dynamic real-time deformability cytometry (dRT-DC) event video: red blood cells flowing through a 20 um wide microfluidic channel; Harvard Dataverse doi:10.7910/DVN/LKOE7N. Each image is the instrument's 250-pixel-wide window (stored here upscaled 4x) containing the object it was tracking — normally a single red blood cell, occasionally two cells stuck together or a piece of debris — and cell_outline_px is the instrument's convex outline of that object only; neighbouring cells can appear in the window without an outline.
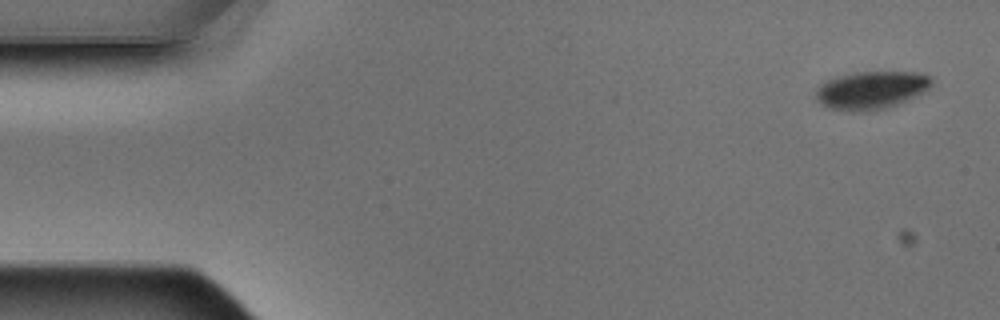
{"species": "Egyptian fruit bat (a non-hibernating species)", "species_latin": "Rousettus aegyptiacus", "temperature_condition": "warm", "stored_images_in_passage": 6, "segment_of_instrument_passage": [1, 2], "camera_frame_rate_fps": 3000, "um_per_image_px": 0.085, "animal": {"sex": "male"}, "frame": {"image": 1, "passage_image": 1, "time_ms": 0.0, "image_size_px": [1000, 320], "cell_outline_px": [[932, 84], [924, 92], [888, 108], [860, 112], [848, 112], [832, 108], [820, 104], [816, 100], [816, 88], [820, 84], [828, 80], [840, 76], [856, 72], [916, 72], [928, 76], [932, 80]], "centroid_in_image_um": [74.03, 7.67], "position_along_channel_um": 11.0, "area_um2": 25.49}}
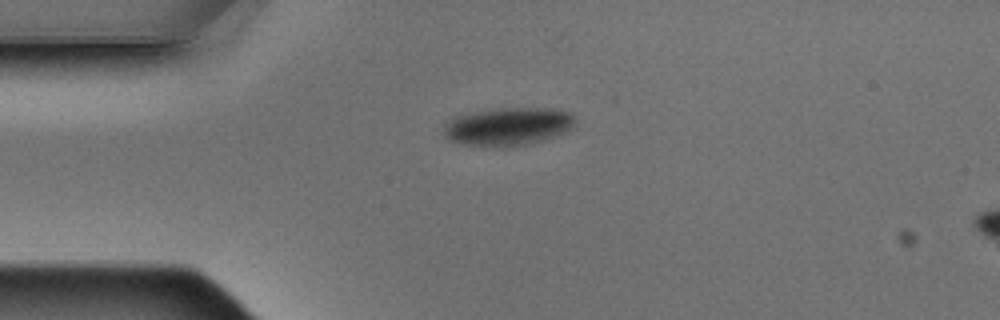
{"frame": {"image": 2, "passage_image": 4, "time_ms": 1.0, "image_size_px": [1000, 320], "cell_outline_px": [[576, 120], [572, 128], [564, 132], [544, 140], [528, 144], [460, 144], [448, 140], [444, 136], [444, 124], [452, 116], [500, 108], [552, 108], [572, 112], [576, 116]], "centroid_in_image_um": [43.21, 10.7], "position_along_channel_um": 41.8, "area_um2": 28.67}}